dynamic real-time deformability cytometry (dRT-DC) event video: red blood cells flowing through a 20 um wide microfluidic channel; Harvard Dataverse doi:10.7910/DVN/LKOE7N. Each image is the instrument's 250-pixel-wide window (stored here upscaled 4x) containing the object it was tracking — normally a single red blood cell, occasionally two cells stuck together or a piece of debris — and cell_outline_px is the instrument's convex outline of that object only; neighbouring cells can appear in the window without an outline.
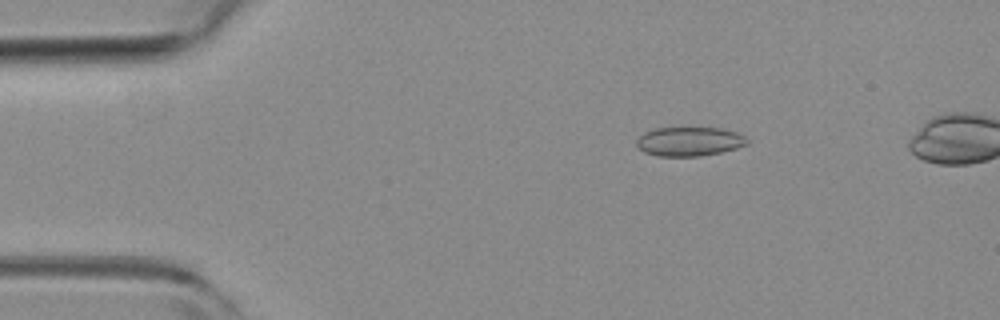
{"species": "common noctule bat (a hibernating species)", "species_latin": "Nyctalus noctula", "temperature_condition": "room temperature", "stored_images_in_passage": 5, "camera_frame_rate_fps": 3000, "um_per_image_px": 0.085, "animal": {"sex": "female", "body_mass_g": 19.3, "forearm_length_mm": 54.1}, "frame": {"image": 1, "passage_image": 3, "time_ms": 0.667, "image_size_px": [1000, 320], "cell_outline_px": [[748, 144], [736, 148], [720, 152], [700, 156], [656, 156], [644, 152], [636, 144], [636, 140], [644, 132], [652, 128], [720, 128], [736, 132], [744, 136], [748, 140]], "centroid_in_image_um": [58.57, 12.02], "position_along_channel_um": 26.4, "area_um2": 18.73}}